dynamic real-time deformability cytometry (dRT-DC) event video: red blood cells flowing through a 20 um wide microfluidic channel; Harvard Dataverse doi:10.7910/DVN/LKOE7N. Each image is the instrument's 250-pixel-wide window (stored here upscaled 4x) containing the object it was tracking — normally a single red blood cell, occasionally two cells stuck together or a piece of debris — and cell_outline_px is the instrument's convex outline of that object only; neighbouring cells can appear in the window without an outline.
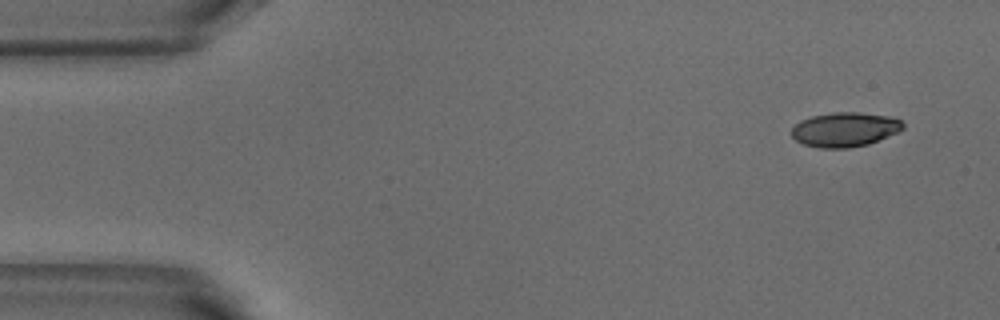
{"species": "common noctule bat (a hibernating species)", "species_latin": "Nyctalus noctula", "temperature_condition": "warm", "stored_images_in_passage": 4, "camera_frame_rate_fps": 3000, "um_per_image_px": 0.085, "animal": {"sex": "male", "body_mass_g": 18.8}, "frame": {"image": 1, "passage_image": 1, "time_ms": 0.0, "image_size_px": [1000, 320], "cell_outline_px": [[904, 128], [900, 132], [868, 144], [848, 148], [820, 148], [804, 144], [796, 140], [792, 136], [792, 128], [800, 120], [812, 116], [832, 112], [860, 112], [892, 116], [900, 120], [904, 124]], "centroid_in_image_um": [71.85, 11.0], "position_along_channel_um": 13.2, "area_um2": 22.54}}
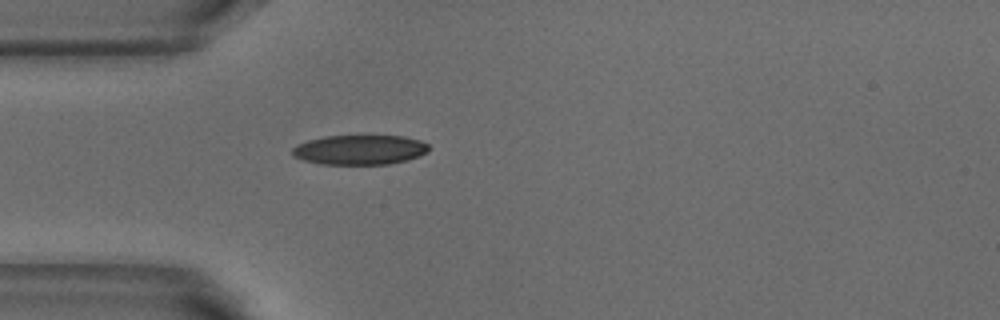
{"frame": {"image": 2, "passage_image": 4, "time_ms": 1.0, "image_size_px": [1000, 320], "cell_outline_px": [[428, 152], [420, 156], [408, 160], [388, 164], [320, 164], [304, 160], [292, 156], [292, 148], [296, 144], [308, 140], [324, 136], [404, 136], [420, 140], [428, 144]], "centroid_in_image_um": [30.57, 12.73], "position_along_channel_um": 54.4, "area_um2": 23.76}}